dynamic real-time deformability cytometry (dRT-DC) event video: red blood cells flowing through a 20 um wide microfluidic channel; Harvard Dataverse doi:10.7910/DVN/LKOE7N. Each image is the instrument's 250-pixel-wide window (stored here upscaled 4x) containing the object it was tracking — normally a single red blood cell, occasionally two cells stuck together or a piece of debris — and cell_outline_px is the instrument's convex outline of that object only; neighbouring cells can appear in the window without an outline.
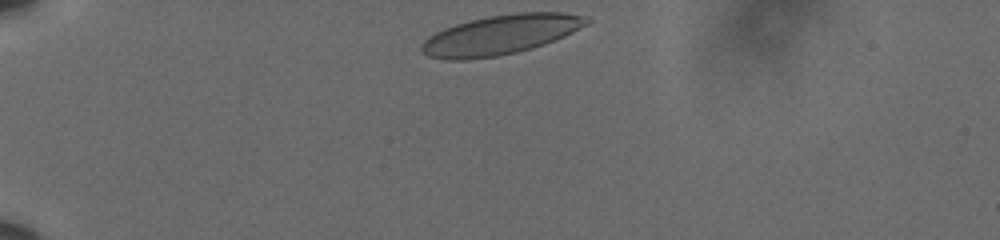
{"species": "human", "species_latin": "Homo sapiens", "temperature_condition": "cold", "stored_images_in_passage": 37, "camera_frame_rate_fps": 3000, "um_per_image_px": 0.085, "donor": {"sex": "male"}, "frame": {"image": 1, "passage_image": 1, "time_ms": 0.0, "image_size_px": [1000, 240], "cell_outline_px": [[592, 20], [588, 24], [564, 36], [544, 44], [532, 48], [516, 52], [496, 56], [464, 60], [448, 60], [428, 56], [420, 52], [420, 44], [428, 36], [444, 28], [456, 24], [488, 16], [516, 12], [560, 12], [588, 16]], "centroid_in_image_um": [42.54, 2.95], "position_along_channel_um": 42.5, "area_um2": 38.15}}
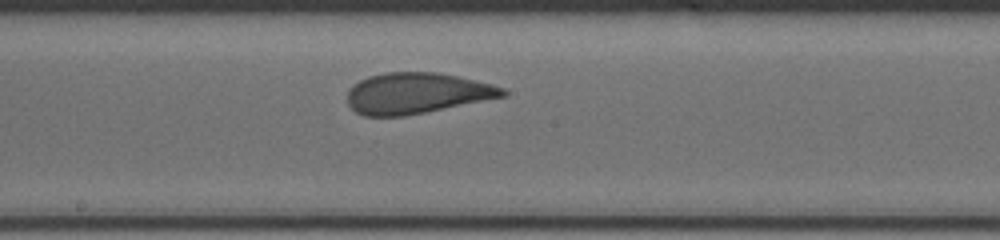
{"frame": {"image": 2, "passage_image": 20, "time_ms": 6.333, "image_size_px": [1000, 240], "cell_outline_px": [[508, 92], [504, 96], [404, 116], [364, 116], [356, 112], [348, 104], [348, 92], [352, 84], [368, 76], [384, 72], [436, 72], [456, 76], [492, 84], [504, 88]], "centroid_in_image_um": [35.37, 7.91], "position_along_channel_um": 212.8, "area_um2": 36.7}}
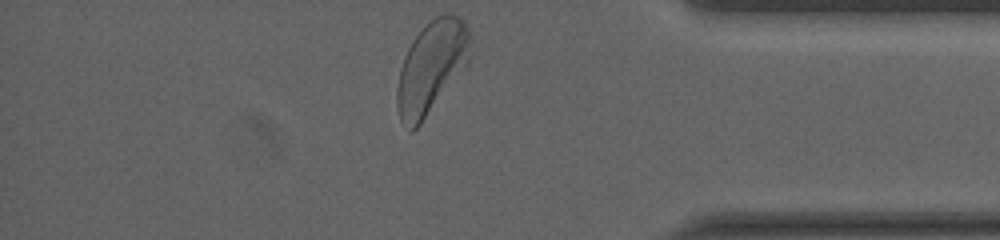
{"frame": {"image": 3, "passage_image": 37, "time_ms": 12.0, "image_size_px": [1000, 240], "cell_outline_px": [[472, 40], [468, 64], [420, 124], [412, 132], [400, 120], [396, 104], [396, 92], [400, 68], [404, 56], [412, 40], [436, 16], [448, 12], [452, 12], [460, 16], [464, 20], [472, 36]], "centroid_in_image_um": [36.69, 5.68], "position_along_channel_um": 398.5, "area_um2": 39.42}, "authors_computed_cell_mechanics": {"area_um2": 37.3388, "velocity_mm_per_s": 3.5752, "shape_relaxation_time_tau1_ms": 4.2161, "shape_relaxation_time_tau2_ms": null, "deformation_change_tau1": 0.1387, "deformation_change_tau2": null}}